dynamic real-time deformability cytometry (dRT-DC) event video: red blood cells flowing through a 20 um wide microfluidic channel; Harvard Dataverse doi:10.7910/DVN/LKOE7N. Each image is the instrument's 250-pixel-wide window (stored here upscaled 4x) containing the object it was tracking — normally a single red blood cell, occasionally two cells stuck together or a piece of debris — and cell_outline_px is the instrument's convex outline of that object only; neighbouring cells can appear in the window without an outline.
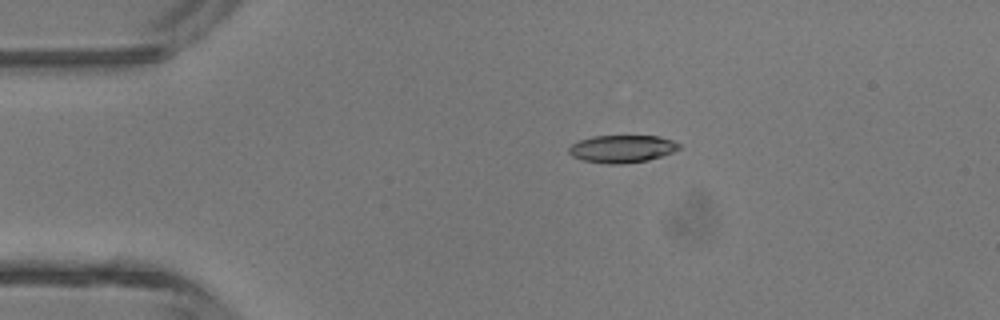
{"species": "common noctule bat (a hibernating species)", "species_latin": "Nyctalus noctula", "temperature_condition": "room temperature", "stored_images_in_passage": 2, "camera_frame_rate_fps": 3000, "um_per_image_px": 0.085, "animal": {"sex": "male", "body_mass_g": 13.3}, "frame": {"image": 1, "passage_image": 1, "time_ms": 0.0, "image_size_px": [1000, 320], "cell_outline_px": [[680, 148], [672, 152], [648, 160], [624, 164], [608, 164], [580, 160], [572, 156], [568, 152], [568, 148], [572, 144], [580, 140], [592, 136], [660, 136], [672, 140], [680, 144]], "centroid_in_image_um": [52.85, 12.65], "position_along_channel_um": 32.2, "area_um2": 17.74}}